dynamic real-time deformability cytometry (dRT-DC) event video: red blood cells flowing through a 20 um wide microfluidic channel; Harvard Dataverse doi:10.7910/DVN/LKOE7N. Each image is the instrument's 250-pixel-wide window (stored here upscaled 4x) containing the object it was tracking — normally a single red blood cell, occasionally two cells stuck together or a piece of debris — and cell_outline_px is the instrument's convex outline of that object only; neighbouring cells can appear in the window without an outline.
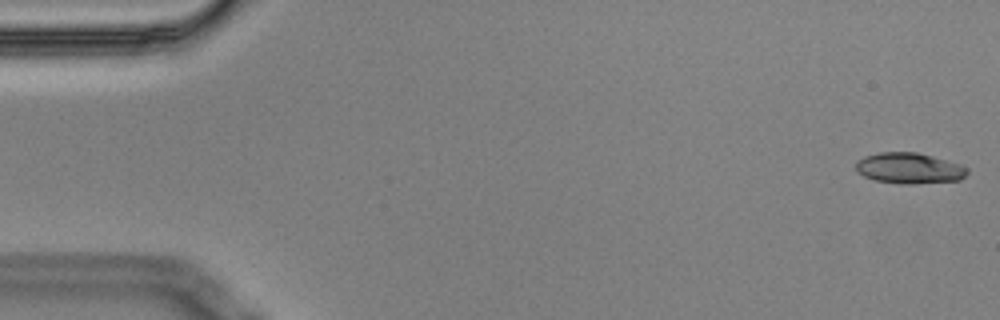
{"species": "Egyptian fruit bat (a non-hibernating species)", "species_latin": "Rousettus aegyptiacus", "temperature_condition": "cold", "stored_images_in_passage": 6, "segment_of_instrument_passage": [2, 2], "camera_frame_rate_fps": 3000, "um_per_image_px": 0.085, "animal": {"sex": "male"}, "frame": {"image": 1, "passage_image": 6, "time_ms": 1.667, "image_size_px": [1000, 320], "cell_outline_px": [[968, 172], [960, 180], [912, 184], [900, 184], [876, 180], [864, 176], [856, 172], [856, 160], [864, 156], [880, 152], [916, 152], [932, 156], [960, 164], [968, 168]], "centroid_in_image_um": [77.26, 14.3], "position_along_channel_um": 7.7, "area_um2": 20.06}}